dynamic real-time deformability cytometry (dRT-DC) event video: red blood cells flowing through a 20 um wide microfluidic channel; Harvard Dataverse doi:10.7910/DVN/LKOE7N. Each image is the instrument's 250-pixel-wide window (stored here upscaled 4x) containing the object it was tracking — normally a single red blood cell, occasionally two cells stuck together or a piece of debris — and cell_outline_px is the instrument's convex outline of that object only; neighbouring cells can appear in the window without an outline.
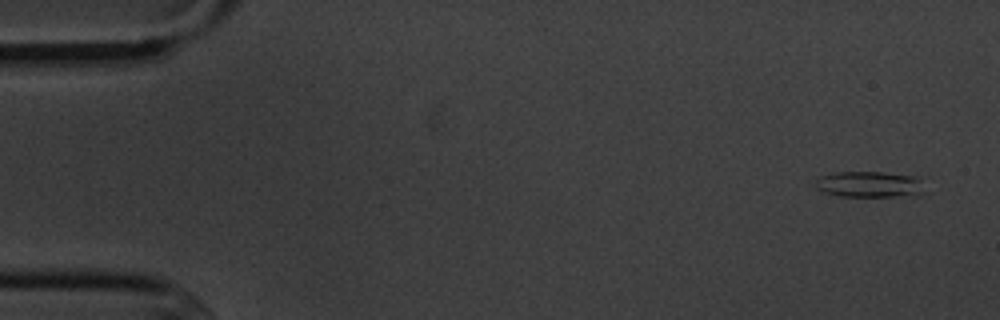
{"species": "common noctule bat (a hibernating species)", "species_latin": "Nyctalus noctula", "temperature_condition": "cold", "stored_images_in_passage": 6, "camera_frame_rate_fps": 3000, "um_per_image_px": 0.085, "animal": {"sex": "male", "body_mass_g": 20.1, "forearm_length_mm": 53.5}, "frame": {"image": 1, "passage_image": 1, "time_ms": 0.0, "image_size_px": [1000, 320], "cell_outline_px": [[924, 192], [916, 196], [840, 196], [824, 192], [816, 188], [816, 180], [820, 176], [836, 172], [880, 172], [920, 176]], "centroid_in_image_um": [73.95, 15.67], "position_along_channel_um": 11.0, "area_um2": 16.7}}
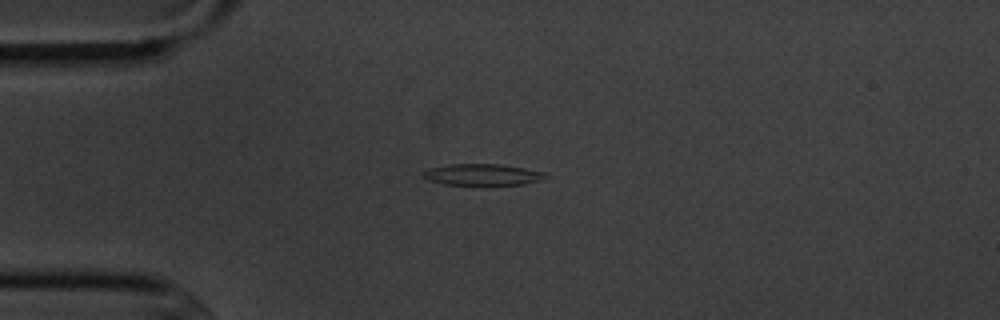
{"frame": {"image": 2, "passage_image": 4, "time_ms": 3.667, "image_size_px": [1000, 320], "cell_outline_px": [[552, 176], [544, 180], [524, 184], [444, 184], [428, 180], [420, 176], [428, 168], [452, 164], [500, 164], [524, 168], [544, 172]], "centroid_in_image_um": [41.06, 14.84], "position_along_channel_um": 43.9, "area_um2": 15.26}}
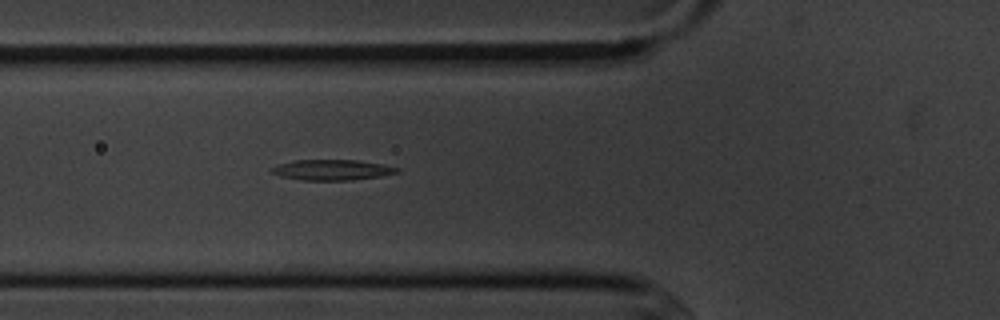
{"frame": {"image": 3, "passage_image": 6, "time_ms": 5.667, "image_size_px": [1000, 320], "cell_outline_px": [[400, 172], [380, 176], [352, 180], [304, 180], [280, 176], [272, 172], [272, 168], [280, 164], [292, 160], [356, 160], [384, 164], [400, 168]], "centroid_in_image_um": [28.28, 14.43], "position_along_channel_um": 97.5, "area_um2": 14.91}}